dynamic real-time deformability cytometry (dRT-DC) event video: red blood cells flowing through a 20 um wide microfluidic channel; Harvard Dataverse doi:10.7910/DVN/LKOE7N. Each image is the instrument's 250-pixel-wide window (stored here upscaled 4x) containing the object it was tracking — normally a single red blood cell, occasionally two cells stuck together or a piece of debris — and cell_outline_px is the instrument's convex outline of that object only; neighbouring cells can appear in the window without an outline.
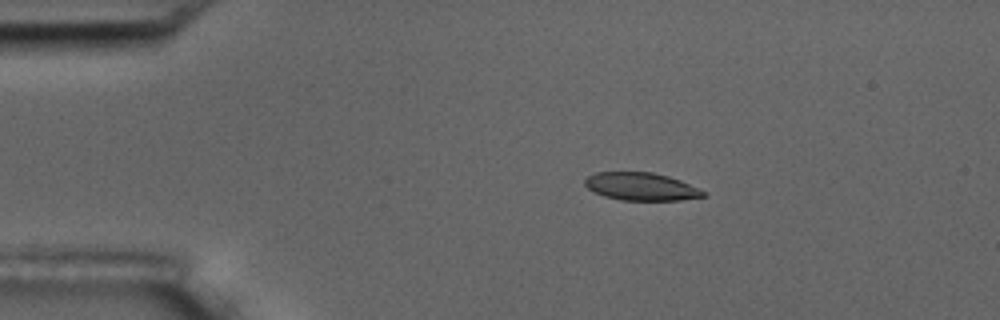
{"species": "common noctule bat (a hibernating species)", "species_latin": "Nyctalus noctula", "temperature_condition": "room temperature", "stored_images_in_passage": 6, "camera_frame_rate_fps": 3000, "um_per_image_px": 0.085, "animal": {"sex": "male", "body_mass_g": 17.5, "forearm_length_mm": 52.3}, "frame": {"image": 1, "passage_image": 3, "time_ms": 3.333, "image_size_px": [1000, 320], "cell_outline_px": [[704, 196], [680, 200], [620, 200], [604, 196], [592, 192], [584, 184], [584, 180], [588, 176], [596, 172], [652, 172], [668, 176], [680, 180], [704, 192]], "centroid_in_image_um": [54.42, 15.85], "position_along_channel_um": 30.6, "area_um2": 19.02}}
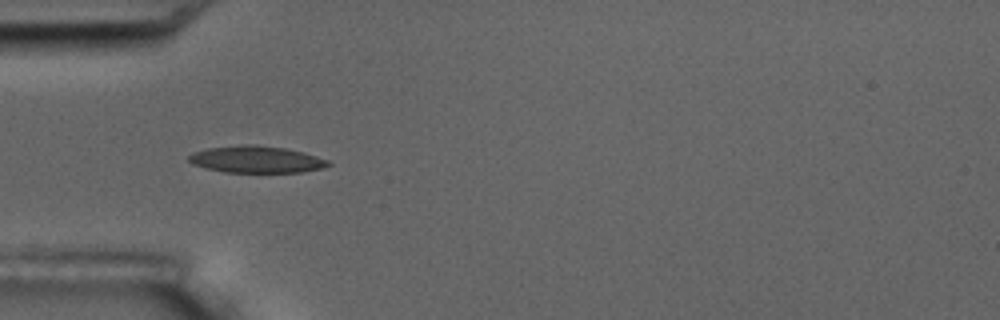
{"frame": {"image": 2, "passage_image": 5, "time_ms": 5.667, "image_size_px": [1000, 320], "cell_outline_px": [[332, 164], [320, 168], [300, 172], [224, 172], [204, 168], [192, 164], [188, 160], [188, 156], [192, 152], [208, 148], [240, 144], [256, 144], [284, 148], [316, 156], [328, 160]], "centroid_in_image_um": [21.72, 13.54], "position_along_channel_um": 63.3, "area_um2": 21.79}}